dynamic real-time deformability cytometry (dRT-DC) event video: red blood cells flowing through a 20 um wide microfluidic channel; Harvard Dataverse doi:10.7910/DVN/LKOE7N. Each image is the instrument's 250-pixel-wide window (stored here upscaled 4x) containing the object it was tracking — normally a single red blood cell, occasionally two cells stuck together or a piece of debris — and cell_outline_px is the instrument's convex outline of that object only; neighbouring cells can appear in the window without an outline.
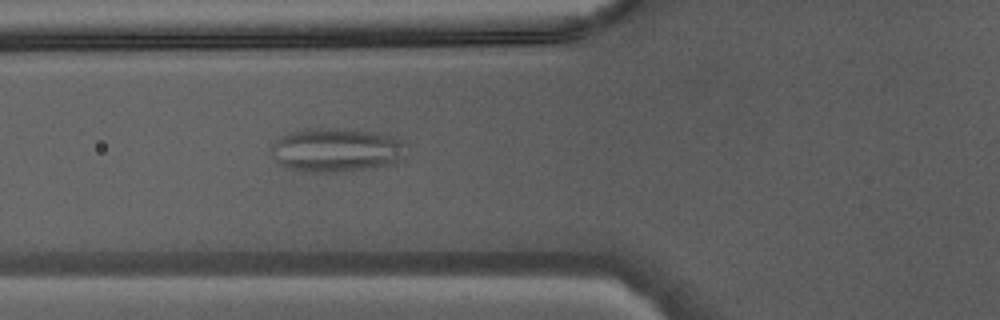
{"species": "Egyptian fruit bat (a non-hibernating species)", "species_latin": "Rousettus aegyptiacus", "temperature_condition": "warm", "stored_images_in_passage": 35, "camera_frame_rate_fps": 3000, "um_per_image_px": 0.085, "animal": {"sex": "male"}, "frame": {"image": 1, "passage_image": 7, "time_ms": 2.0, "image_size_px": [1000, 320], "cell_outline_px": [[404, 160], [396, 164], [372, 168], [336, 172], [300, 172], [288, 168], [280, 164], [272, 156], [268, 148], [276, 140], [292, 132], [308, 128], [344, 128], [376, 132], [392, 136], [404, 140]], "centroid_in_image_um": [28.61, 12.76], "position_along_channel_um": 97.2, "area_um2": 35.2}}
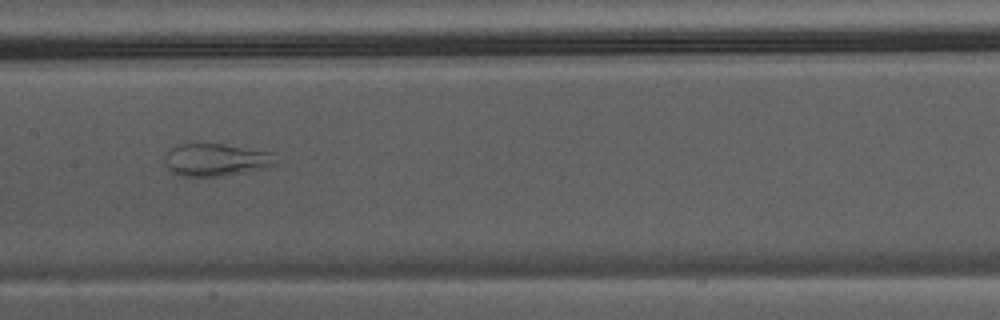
{"frame": {"image": 2, "passage_image": 13, "time_ms": 4.0, "image_size_px": [1000, 320], "cell_outline_px": [[276, 164], [268, 168], [224, 176], [180, 176], [172, 172], [164, 164], [164, 156], [172, 148], [180, 144], [224, 144], [272, 152]], "centroid_in_image_um": [18.36, 13.59], "position_along_channel_um": 189.0, "area_um2": 21.1}}
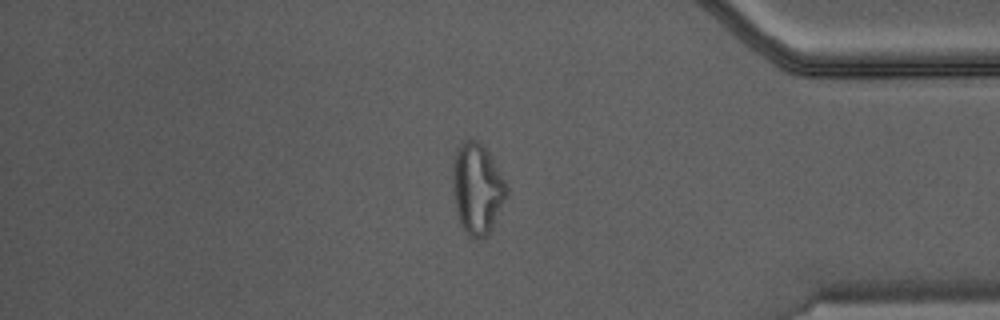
{"frame": {"image": 3, "passage_image": 28, "time_ms": 9.0, "image_size_px": [1000, 320], "cell_outline_px": [[508, 196], [488, 232], [480, 240], [472, 240], [468, 236], [460, 224], [456, 212], [452, 184], [452, 160], [456, 148], [460, 140], [476, 140], [488, 152], [504, 180], [508, 188]], "centroid_in_image_um": [40.52, 16.03], "position_along_channel_um": 394.7, "area_um2": 28.67}}